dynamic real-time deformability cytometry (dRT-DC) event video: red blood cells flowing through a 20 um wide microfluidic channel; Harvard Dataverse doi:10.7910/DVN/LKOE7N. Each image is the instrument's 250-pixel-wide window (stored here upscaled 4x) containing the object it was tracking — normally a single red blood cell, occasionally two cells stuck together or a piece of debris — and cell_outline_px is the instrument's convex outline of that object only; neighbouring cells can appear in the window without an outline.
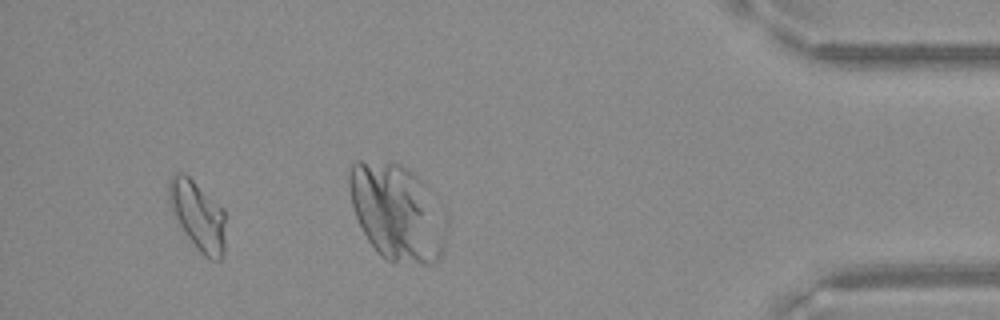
{"species": "Egyptian fruit bat (a non-hibernating species)", "species_latin": "Rousettus aegyptiacus", "temperature_condition": "warm", "stored_images_in_passage": 40, "camera_frame_rate_fps": 3000, "um_per_image_px": 0.085, "frame": {"image": 1, "passage_image": 36, "time_ms": 11.667, "image_size_px": [1000, 320], "cell_outline_px": [[224, 248], [220, 260], [212, 260], [204, 256], [196, 248], [184, 232], [172, 212], [168, 200], [168, 180], [176, 172], [184, 172], [224, 208]], "centroid_in_image_um": [16.79, 18.29], "position_along_channel_um": 418.4, "area_um2": 22.83}}